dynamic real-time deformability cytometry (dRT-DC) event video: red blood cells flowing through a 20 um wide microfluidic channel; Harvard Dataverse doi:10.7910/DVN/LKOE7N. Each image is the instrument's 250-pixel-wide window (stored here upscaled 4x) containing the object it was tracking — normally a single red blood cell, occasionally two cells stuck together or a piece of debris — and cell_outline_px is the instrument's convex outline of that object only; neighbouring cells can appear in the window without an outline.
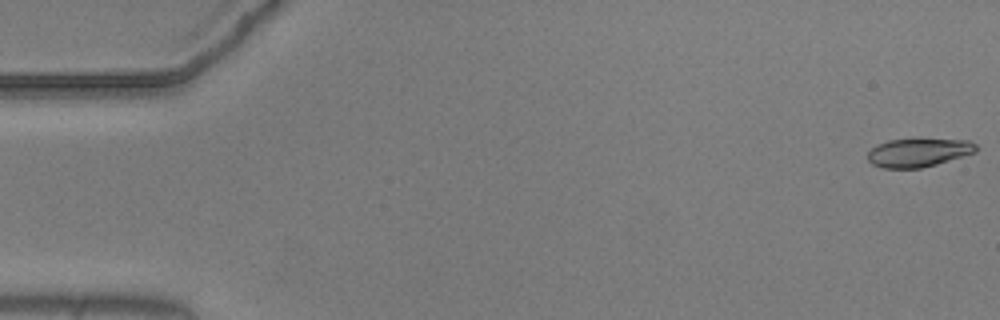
{"species": "common noctule bat (a hibernating species)", "species_latin": "Nyctalus noctula", "temperature_condition": "warm", "stored_images_in_passage": 55, "camera_frame_rate_fps": 3000, "um_per_image_px": 0.085, "animal": {"sex": "male", "body_mass_g": 20.5, "forearm_length_mm": 52.5}, "frame": {"image": 1, "passage_image": 1, "time_ms": 0.0, "image_size_px": [1000, 320], "cell_outline_px": [[980, 148], [976, 152], [936, 164], [920, 168], [880, 168], [872, 164], [868, 160], [868, 152], [872, 148], [888, 140], [920, 136], [968, 140], [976, 144]], "centroid_in_image_um": [78.11, 12.91], "position_along_channel_um": 6.9, "area_um2": 18.84}}
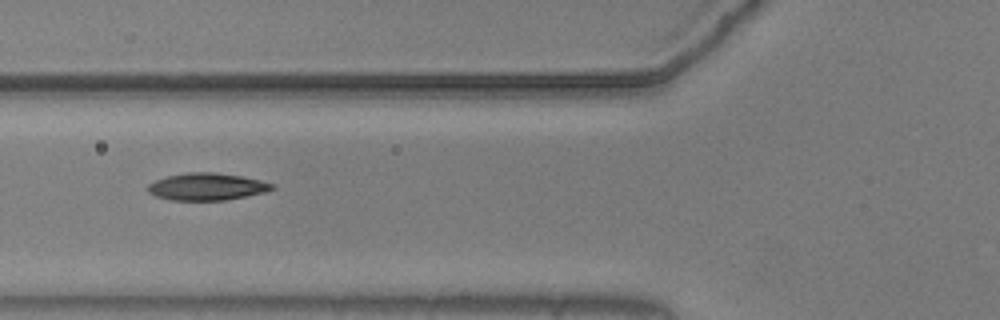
{"frame": {"image": 2, "passage_image": 21, "time_ms": 6.667, "image_size_px": [1000, 320], "cell_outline_px": [[276, 188], [264, 192], [224, 200], [172, 200], [156, 196], [148, 192], [148, 184], [156, 180], [168, 176], [184, 172], [212, 172], [240, 176], [260, 180], [276, 184]], "centroid_in_image_um": [17.59, 15.86], "position_along_channel_um": 108.2, "area_um2": 19.54}}
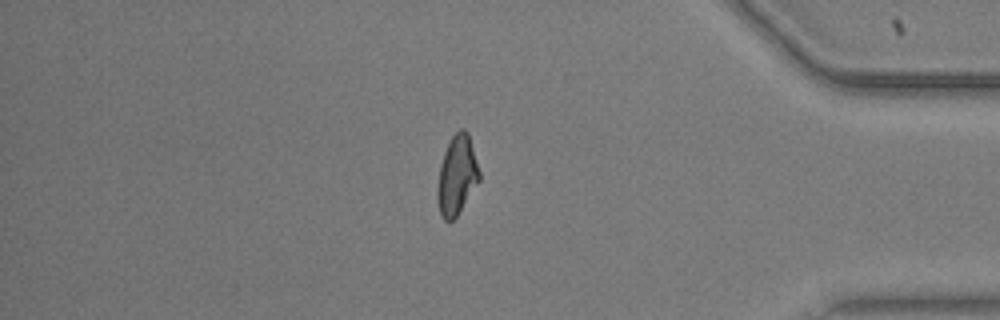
{"frame": {"image": 3, "passage_image": 47, "time_ms": 15.333, "image_size_px": [1000, 320], "cell_outline_px": [[480, 180], [456, 216], [452, 220], [444, 220], [440, 212], [436, 196], [436, 192], [440, 164], [444, 152], [452, 136], [460, 128], [464, 128], [468, 132], [480, 172]], "centroid_in_image_um": [38.83, 14.88], "position_along_channel_um": 396.4, "area_um2": 19.19}, "authors_computed_cell_mechanics": {"area_um2": 19.1896, "velocity_mm_per_s": 3.6883, "shape_relaxation_time_tau1_ms": 10.3269, "shape_relaxation_time_tau2_ms": 2.2293, "deformation_change_tau1": 0.2597, "deformation_change_tau2": 0.0807}}